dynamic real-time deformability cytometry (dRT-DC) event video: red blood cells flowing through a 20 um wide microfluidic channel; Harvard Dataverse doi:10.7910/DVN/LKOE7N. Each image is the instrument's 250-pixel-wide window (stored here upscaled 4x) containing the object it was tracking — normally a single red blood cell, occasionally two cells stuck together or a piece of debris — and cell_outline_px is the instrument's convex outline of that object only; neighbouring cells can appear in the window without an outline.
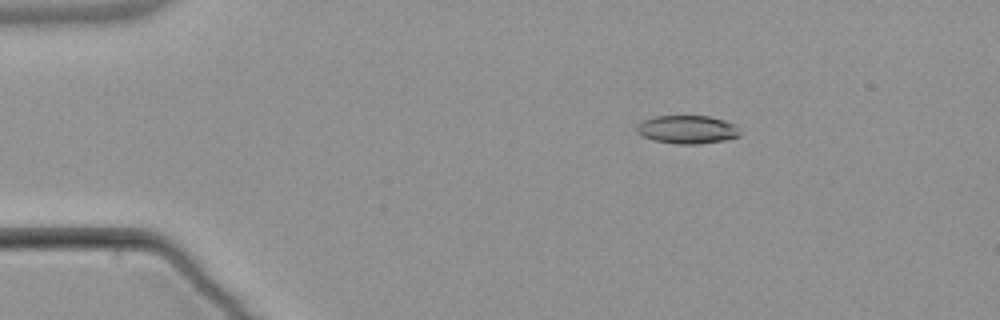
{"species": "common noctule bat (a hibernating species)", "species_latin": "Nyctalus noctula", "temperature_condition": "warm", "stored_images_in_passage": 5, "camera_frame_rate_fps": 3000, "um_per_image_px": 0.085, "animal": {"sex": "male", "body_mass_g": 21.5, "forearm_length_mm": 52.0}, "frame": {"image": 1, "passage_image": 2, "time_ms": 1.0, "image_size_px": [1000, 320], "cell_outline_px": [[740, 136], [728, 140], [700, 144], [676, 144], [652, 140], [636, 132], [636, 124], [652, 116], [708, 116], [724, 120], [736, 124], [740, 132]], "centroid_in_image_um": [58.43, 11.01], "position_along_channel_um": 26.6, "area_um2": 17.28}}
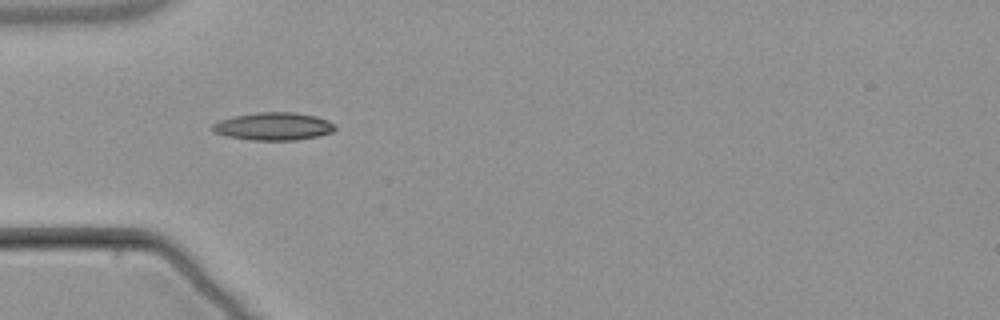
{"frame": {"image": 2, "passage_image": 4, "time_ms": 3.667, "image_size_px": [1000, 320], "cell_outline_px": [[336, 128], [332, 132], [316, 136], [296, 140], [252, 140], [228, 136], [212, 132], [212, 124], [220, 120], [232, 116], [260, 112], [296, 112], [316, 116], [328, 120], [336, 124]], "centroid_in_image_um": [23.25, 10.73], "position_along_channel_um": 61.7, "area_um2": 19.88}}
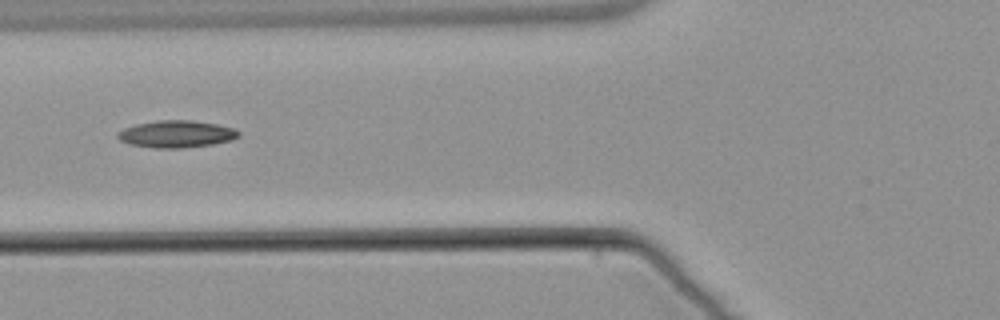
{"frame": {"image": 3, "passage_image": 5, "time_ms": 5.0, "image_size_px": [1000, 320], "cell_outline_px": [[240, 136], [232, 140], [212, 144], [180, 148], [156, 148], [132, 144], [120, 140], [116, 136], [116, 132], [124, 128], [136, 124], [156, 120], [192, 120], [216, 124], [232, 128], [240, 132]], "centroid_in_image_um": [14.98, 11.38], "position_along_channel_um": 110.8, "area_um2": 19.02}}